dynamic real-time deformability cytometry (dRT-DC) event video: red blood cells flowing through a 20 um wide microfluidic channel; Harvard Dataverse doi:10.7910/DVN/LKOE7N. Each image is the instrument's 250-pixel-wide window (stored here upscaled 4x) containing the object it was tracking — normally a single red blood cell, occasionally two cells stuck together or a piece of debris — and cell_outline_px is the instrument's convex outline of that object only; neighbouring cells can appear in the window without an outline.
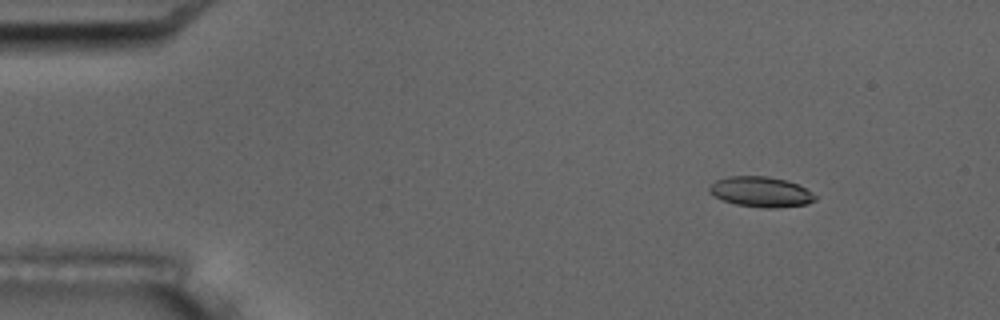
{"species": "common noctule bat (a hibernating species)", "species_latin": "Nyctalus noctula", "temperature_condition": "room temperature", "stored_images_in_passage": 6, "camera_frame_rate_fps": 3000, "um_per_image_px": 0.085, "animal": {"sex": "male", "body_mass_g": 17.5, "forearm_length_mm": 52.3}, "frame": {"image": 1, "passage_image": 3, "time_ms": 2.333, "image_size_px": [1000, 320], "cell_outline_px": [[816, 200], [808, 204], [776, 208], [764, 208], [736, 204], [724, 200], [708, 192], [708, 184], [716, 180], [728, 176], [768, 176], [784, 180], [796, 184], [804, 188], [816, 196]], "centroid_in_image_um": [64.64, 16.31], "position_along_channel_um": 20.4, "area_um2": 18.61}}